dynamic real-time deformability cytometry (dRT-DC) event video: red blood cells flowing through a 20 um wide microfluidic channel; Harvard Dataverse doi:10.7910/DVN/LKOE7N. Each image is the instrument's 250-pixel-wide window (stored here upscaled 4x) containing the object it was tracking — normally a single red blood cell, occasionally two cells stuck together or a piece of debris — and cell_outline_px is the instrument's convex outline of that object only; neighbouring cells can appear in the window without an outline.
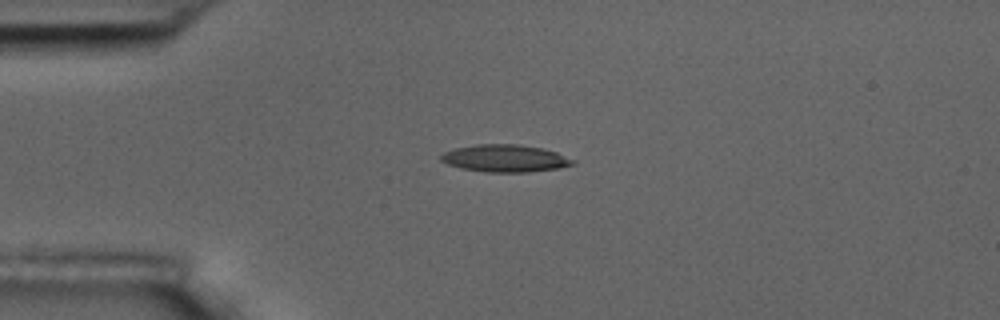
{"species": "common noctule bat (a hibernating species)", "species_latin": "Nyctalus noctula", "temperature_condition": "room temperature", "stored_images_in_passage": 14, "camera_frame_rate_fps": 3000, "um_per_image_px": 0.085, "animal": {"sex": "male", "body_mass_g": 17.5, "forearm_length_mm": 52.3}, "frame": {"image": 1, "passage_image": 3, "time_ms": 3.0, "image_size_px": [1000, 320], "cell_outline_px": [[576, 164], [560, 168], [528, 172], [484, 172], [460, 168], [448, 164], [440, 160], [440, 156], [444, 152], [456, 148], [476, 144], [520, 144], [540, 148], [556, 152], [576, 160]], "centroid_in_image_um": [42.95, 13.46], "position_along_channel_um": 42.1, "area_um2": 21.1}}
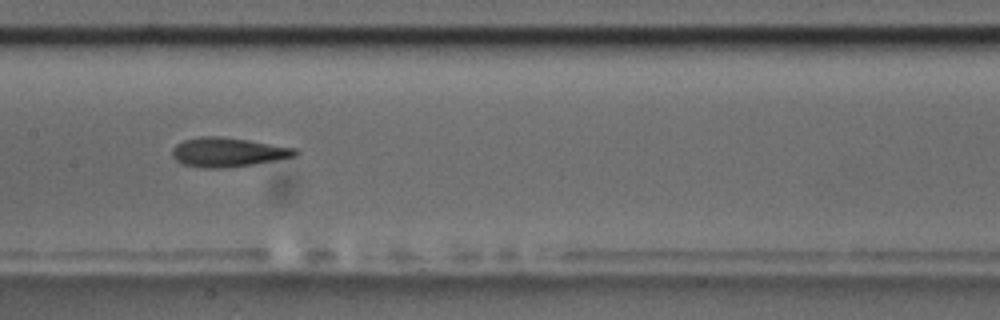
{"frame": {"image": 2, "passage_image": 7, "time_ms": 7.667, "image_size_px": [1000, 320], "cell_outline_px": [[300, 152], [296, 156], [276, 160], [252, 164], [224, 168], [204, 168], [184, 164], [176, 160], [172, 156], [172, 148], [176, 144], [184, 140], [200, 136], [216, 136], [248, 140], [300, 148]], "centroid_in_image_um": [19.41, 12.93], "position_along_channel_um": 188.0, "area_um2": 21.04}}
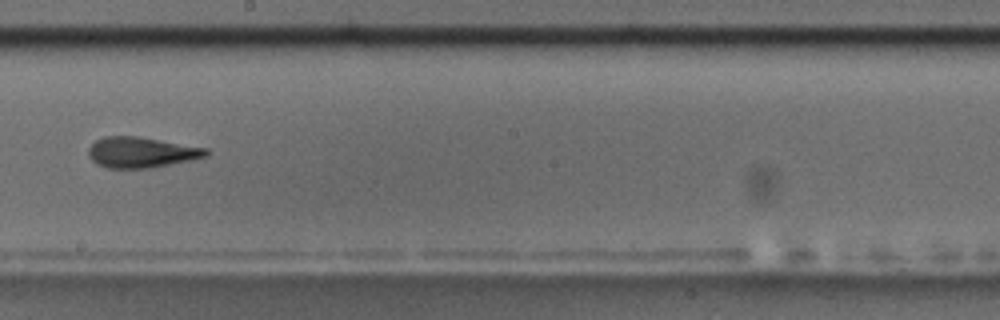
{"frame": {"image": 3, "passage_image": 8, "time_ms": 9.0, "image_size_px": [1000, 320], "cell_outline_px": [[208, 156], [152, 168], [108, 168], [96, 164], [88, 156], [88, 148], [96, 140], [104, 136], [136, 136], [208, 148]], "centroid_in_image_um": [11.99, 12.95], "position_along_channel_um": 236.2, "area_um2": 20.98}, "authors_computed_cell_mechanics": {"area_um2": 20.6346, "velocity_mm_per_s": 3.637, "shape_relaxation_time_tau1_ms": 5.1418, "shape_relaxation_time_tau2_ms": 2.1674, "deformation_change_tau1": 0.185, "deformation_change_tau2": 0.1143}}